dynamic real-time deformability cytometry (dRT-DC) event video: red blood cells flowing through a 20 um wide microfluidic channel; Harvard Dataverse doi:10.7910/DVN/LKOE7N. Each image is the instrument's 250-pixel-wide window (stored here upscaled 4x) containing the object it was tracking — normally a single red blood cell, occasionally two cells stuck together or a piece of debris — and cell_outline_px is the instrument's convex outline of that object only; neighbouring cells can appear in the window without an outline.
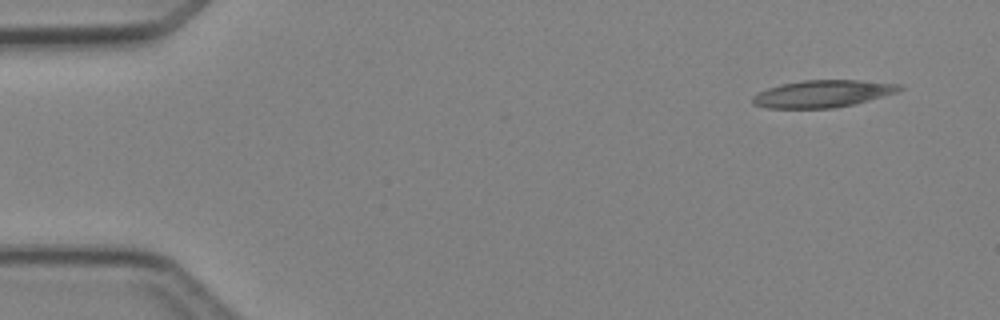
{"species": "Egyptian fruit bat (a non-hibernating species)", "species_latin": "Rousettus aegyptiacus", "temperature_condition": "cold", "stored_images_in_passage": 4, "camera_frame_rate_fps": 3000, "um_per_image_px": 0.085, "animal": {"sex": "female"}, "frame": {"image": 1, "passage_image": 1, "time_ms": 0.0, "image_size_px": [1000, 320], "cell_outline_px": [[904, 88], [896, 92], [856, 104], [836, 108], [764, 108], [752, 104], [752, 96], [768, 88], [780, 84], [804, 80], [860, 80], [904, 84]], "centroid_in_image_um": [69.94, 7.97], "position_along_channel_um": 15.1, "area_um2": 23.47}}
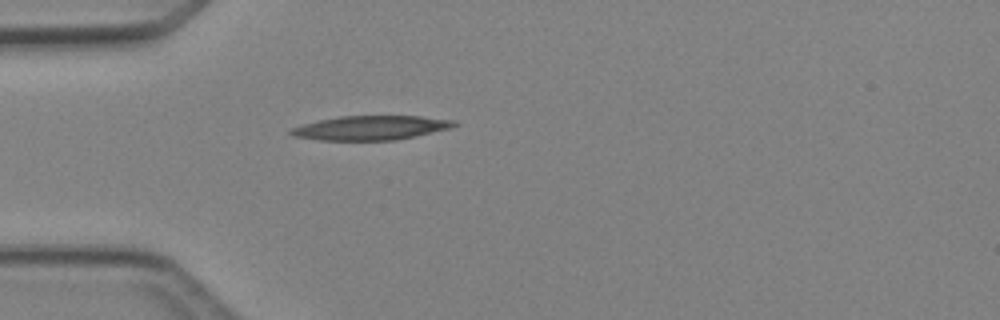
{"frame": {"image": 2, "passage_image": 4, "time_ms": 3.333, "image_size_px": [1000, 320], "cell_outline_px": [[460, 124], [448, 128], [416, 136], [396, 140], [320, 140], [292, 136], [288, 132], [292, 128], [304, 124], [320, 120], [340, 116], [420, 116], [456, 120]], "centroid_in_image_um": [31.53, 10.86], "position_along_channel_um": 53.5, "area_um2": 22.95}}